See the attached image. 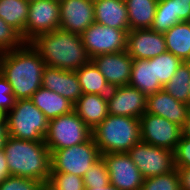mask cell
Returning <instances> with one entry per match:
<instances>
[{
	"label": "cell",
	"mask_w": 190,
	"mask_h": 190,
	"mask_svg": "<svg viewBox=\"0 0 190 190\" xmlns=\"http://www.w3.org/2000/svg\"><path fill=\"white\" fill-rule=\"evenodd\" d=\"M45 67V62L30 42L0 53V73L10 83L16 100L31 99L42 86Z\"/></svg>",
	"instance_id": "1"
},
{
	"label": "cell",
	"mask_w": 190,
	"mask_h": 190,
	"mask_svg": "<svg viewBox=\"0 0 190 190\" xmlns=\"http://www.w3.org/2000/svg\"><path fill=\"white\" fill-rule=\"evenodd\" d=\"M30 43L48 67L76 71L91 61L81 35L60 28L39 34Z\"/></svg>",
	"instance_id": "2"
},
{
	"label": "cell",
	"mask_w": 190,
	"mask_h": 190,
	"mask_svg": "<svg viewBox=\"0 0 190 190\" xmlns=\"http://www.w3.org/2000/svg\"><path fill=\"white\" fill-rule=\"evenodd\" d=\"M3 151L10 175L32 178L47 184L51 173V154L45 141L8 136Z\"/></svg>",
	"instance_id": "3"
},
{
	"label": "cell",
	"mask_w": 190,
	"mask_h": 190,
	"mask_svg": "<svg viewBox=\"0 0 190 190\" xmlns=\"http://www.w3.org/2000/svg\"><path fill=\"white\" fill-rule=\"evenodd\" d=\"M92 137L101 155L127 153L141 142L140 120L109 114L92 130Z\"/></svg>",
	"instance_id": "4"
},
{
	"label": "cell",
	"mask_w": 190,
	"mask_h": 190,
	"mask_svg": "<svg viewBox=\"0 0 190 190\" xmlns=\"http://www.w3.org/2000/svg\"><path fill=\"white\" fill-rule=\"evenodd\" d=\"M8 136L31 141H44L49 120L31 99L16 100L5 114Z\"/></svg>",
	"instance_id": "5"
},
{
	"label": "cell",
	"mask_w": 190,
	"mask_h": 190,
	"mask_svg": "<svg viewBox=\"0 0 190 190\" xmlns=\"http://www.w3.org/2000/svg\"><path fill=\"white\" fill-rule=\"evenodd\" d=\"M92 137V130L71 111L49 121L44 137L50 152L82 144Z\"/></svg>",
	"instance_id": "6"
},
{
	"label": "cell",
	"mask_w": 190,
	"mask_h": 190,
	"mask_svg": "<svg viewBox=\"0 0 190 190\" xmlns=\"http://www.w3.org/2000/svg\"><path fill=\"white\" fill-rule=\"evenodd\" d=\"M51 154V173H68L83 177L101 157L93 137L82 144L58 149Z\"/></svg>",
	"instance_id": "7"
},
{
	"label": "cell",
	"mask_w": 190,
	"mask_h": 190,
	"mask_svg": "<svg viewBox=\"0 0 190 190\" xmlns=\"http://www.w3.org/2000/svg\"><path fill=\"white\" fill-rule=\"evenodd\" d=\"M129 29H115L94 22L80 35L90 59L101 55L126 50Z\"/></svg>",
	"instance_id": "8"
},
{
	"label": "cell",
	"mask_w": 190,
	"mask_h": 190,
	"mask_svg": "<svg viewBox=\"0 0 190 190\" xmlns=\"http://www.w3.org/2000/svg\"><path fill=\"white\" fill-rule=\"evenodd\" d=\"M144 179L167 174L175 169L174 152L139 142L128 152Z\"/></svg>",
	"instance_id": "9"
},
{
	"label": "cell",
	"mask_w": 190,
	"mask_h": 190,
	"mask_svg": "<svg viewBox=\"0 0 190 190\" xmlns=\"http://www.w3.org/2000/svg\"><path fill=\"white\" fill-rule=\"evenodd\" d=\"M139 120L142 142L174 152L182 136L179 125L151 113H145Z\"/></svg>",
	"instance_id": "10"
},
{
	"label": "cell",
	"mask_w": 190,
	"mask_h": 190,
	"mask_svg": "<svg viewBox=\"0 0 190 190\" xmlns=\"http://www.w3.org/2000/svg\"><path fill=\"white\" fill-rule=\"evenodd\" d=\"M60 27L59 0H34L29 3L23 40L30 42L37 35Z\"/></svg>",
	"instance_id": "11"
},
{
	"label": "cell",
	"mask_w": 190,
	"mask_h": 190,
	"mask_svg": "<svg viewBox=\"0 0 190 190\" xmlns=\"http://www.w3.org/2000/svg\"><path fill=\"white\" fill-rule=\"evenodd\" d=\"M101 156L106 162L110 184L119 190H141L144 177L128 153H106Z\"/></svg>",
	"instance_id": "12"
},
{
	"label": "cell",
	"mask_w": 190,
	"mask_h": 190,
	"mask_svg": "<svg viewBox=\"0 0 190 190\" xmlns=\"http://www.w3.org/2000/svg\"><path fill=\"white\" fill-rule=\"evenodd\" d=\"M107 103L110 115L139 119L146 113L147 96L128 84L111 88Z\"/></svg>",
	"instance_id": "13"
},
{
	"label": "cell",
	"mask_w": 190,
	"mask_h": 190,
	"mask_svg": "<svg viewBox=\"0 0 190 190\" xmlns=\"http://www.w3.org/2000/svg\"><path fill=\"white\" fill-rule=\"evenodd\" d=\"M60 29L81 34L95 22L93 0H59Z\"/></svg>",
	"instance_id": "14"
},
{
	"label": "cell",
	"mask_w": 190,
	"mask_h": 190,
	"mask_svg": "<svg viewBox=\"0 0 190 190\" xmlns=\"http://www.w3.org/2000/svg\"><path fill=\"white\" fill-rule=\"evenodd\" d=\"M166 51L163 33L152 29H136L127 33L126 52L133 60L151 59Z\"/></svg>",
	"instance_id": "15"
},
{
	"label": "cell",
	"mask_w": 190,
	"mask_h": 190,
	"mask_svg": "<svg viewBox=\"0 0 190 190\" xmlns=\"http://www.w3.org/2000/svg\"><path fill=\"white\" fill-rule=\"evenodd\" d=\"M113 87L128 85L131 79L133 59L125 51L101 54L91 59Z\"/></svg>",
	"instance_id": "16"
},
{
	"label": "cell",
	"mask_w": 190,
	"mask_h": 190,
	"mask_svg": "<svg viewBox=\"0 0 190 190\" xmlns=\"http://www.w3.org/2000/svg\"><path fill=\"white\" fill-rule=\"evenodd\" d=\"M189 110L190 105L179 102L164 89L147 95L146 113L161 116L180 127L183 126Z\"/></svg>",
	"instance_id": "17"
},
{
	"label": "cell",
	"mask_w": 190,
	"mask_h": 190,
	"mask_svg": "<svg viewBox=\"0 0 190 190\" xmlns=\"http://www.w3.org/2000/svg\"><path fill=\"white\" fill-rule=\"evenodd\" d=\"M42 87L47 88L75 103L82 95L75 71L46 66L42 75Z\"/></svg>",
	"instance_id": "18"
},
{
	"label": "cell",
	"mask_w": 190,
	"mask_h": 190,
	"mask_svg": "<svg viewBox=\"0 0 190 190\" xmlns=\"http://www.w3.org/2000/svg\"><path fill=\"white\" fill-rule=\"evenodd\" d=\"M183 21H190V0H158L150 29L164 33Z\"/></svg>",
	"instance_id": "19"
},
{
	"label": "cell",
	"mask_w": 190,
	"mask_h": 190,
	"mask_svg": "<svg viewBox=\"0 0 190 190\" xmlns=\"http://www.w3.org/2000/svg\"><path fill=\"white\" fill-rule=\"evenodd\" d=\"M73 110L93 130L109 115L107 96L82 94L74 103Z\"/></svg>",
	"instance_id": "20"
},
{
	"label": "cell",
	"mask_w": 190,
	"mask_h": 190,
	"mask_svg": "<svg viewBox=\"0 0 190 190\" xmlns=\"http://www.w3.org/2000/svg\"><path fill=\"white\" fill-rule=\"evenodd\" d=\"M95 22L115 29H129L125 0H93Z\"/></svg>",
	"instance_id": "21"
},
{
	"label": "cell",
	"mask_w": 190,
	"mask_h": 190,
	"mask_svg": "<svg viewBox=\"0 0 190 190\" xmlns=\"http://www.w3.org/2000/svg\"><path fill=\"white\" fill-rule=\"evenodd\" d=\"M31 100L49 121L70 113L74 107L67 98L42 86L32 95Z\"/></svg>",
	"instance_id": "22"
},
{
	"label": "cell",
	"mask_w": 190,
	"mask_h": 190,
	"mask_svg": "<svg viewBox=\"0 0 190 190\" xmlns=\"http://www.w3.org/2000/svg\"><path fill=\"white\" fill-rule=\"evenodd\" d=\"M129 85L146 96L163 89V85L154 77V59L133 60Z\"/></svg>",
	"instance_id": "23"
},
{
	"label": "cell",
	"mask_w": 190,
	"mask_h": 190,
	"mask_svg": "<svg viewBox=\"0 0 190 190\" xmlns=\"http://www.w3.org/2000/svg\"><path fill=\"white\" fill-rule=\"evenodd\" d=\"M163 34L166 50L183 62H190V21L177 23Z\"/></svg>",
	"instance_id": "24"
},
{
	"label": "cell",
	"mask_w": 190,
	"mask_h": 190,
	"mask_svg": "<svg viewBox=\"0 0 190 190\" xmlns=\"http://www.w3.org/2000/svg\"><path fill=\"white\" fill-rule=\"evenodd\" d=\"M158 0H125L129 31L150 29L156 14Z\"/></svg>",
	"instance_id": "25"
},
{
	"label": "cell",
	"mask_w": 190,
	"mask_h": 190,
	"mask_svg": "<svg viewBox=\"0 0 190 190\" xmlns=\"http://www.w3.org/2000/svg\"><path fill=\"white\" fill-rule=\"evenodd\" d=\"M75 72L81 86L82 94L107 96L110 93L112 87L92 61L80 67Z\"/></svg>",
	"instance_id": "26"
},
{
	"label": "cell",
	"mask_w": 190,
	"mask_h": 190,
	"mask_svg": "<svg viewBox=\"0 0 190 190\" xmlns=\"http://www.w3.org/2000/svg\"><path fill=\"white\" fill-rule=\"evenodd\" d=\"M29 3L26 0H0V18L15 29L22 39L28 18Z\"/></svg>",
	"instance_id": "27"
},
{
	"label": "cell",
	"mask_w": 190,
	"mask_h": 190,
	"mask_svg": "<svg viewBox=\"0 0 190 190\" xmlns=\"http://www.w3.org/2000/svg\"><path fill=\"white\" fill-rule=\"evenodd\" d=\"M190 62H182L175 74L163 86V89L173 98L190 105Z\"/></svg>",
	"instance_id": "28"
},
{
	"label": "cell",
	"mask_w": 190,
	"mask_h": 190,
	"mask_svg": "<svg viewBox=\"0 0 190 190\" xmlns=\"http://www.w3.org/2000/svg\"><path fill=\"white\" fill-rule=\"evenodd\" d=\"M153 59L154 77L155 79H158L163 86L169 82L183 62L180 58L174 56L168 51L154 57Z\"/></svg>",
	"instance_id": "29"
},
{
	"label": "cell",
	"mask_w": 190,
	"mask_h": 190,
	"mask_svg": "<svg viewBox=\"0 0 190 190\" xmlns=\"http://www.w3.org/2000/svg\"><path fill=\"white\" fill-rule=\"evenodd\" d=\"M141 190H180L177 168L167 174L144 179Z\"/></svg>",
	"instance_id": "30"
},
{
	"label": "cell",
	"mask_w": 190,
	"mask_h": 190,
	"mask_svg": "<svg viewBox=\"0 0 190 190\" xmlns=\"http://www.w3.org/2000/svg\"><path fill=\"white\" fill-rule=\"evenodd\" d=\"M47 185L53 190H84L83 177L68 173H50Z\"/></svg>",
	"instance_id": "31"
},
{
	"label": "cell",
	"mask_w": 190,
	"mask_h": 190,
	"mask_svg": "<svg viewBox=\"0 0 190 190\" xmlns=\"http://www.w3.org/2000/svg\"><path fill=\"white\" fill-rule=\"evenodd\" d=\"M83 181L85 188H93V186H106L110 183L106 162L102 156L84 174Z\"/></svg>",
	"instance_id": "32"
},
{
	"label": "cell",
	"mask_w": 190,
	"mask_h": 190,
	"mask_svg": "<svg viewBox=\"0 0 190 190\" xmlns=\"http://www.w3.org/2000/svg\"><path fill=\"white\" fill-rule=\"evenodd\" d=\"M24 43L21 35L0 18V53L19 48Z\"/></svg>",
	"instance_id": "33"
},
{
	"label": "cell",
	"mask_w": 190,
	"mask_h": 190,
	"mask_svg": "<svg viewBox=\"0 0 190 190\" xmlns=\"http://www.w3.org/2000/svg\"><path fill=\"white\" fill-rule=\"evenodd\" d=\"M43 185L39 180L10 175L0 183V190H40Z\"/></svg>",
	"instance_id": "34"
},
{
	"label": "cell",
	"mask_w": 190,
	"mask_h": 190,
	"mask_svg": "<svg viewBox=\"0 0 190 190\" xmlns=\"http://www.w3.org/2000/svg\"><path fill=\"white\" fill-rule=\"evenodd\" d=\"M175 168H190V139L180 138L174 150Z\"/></svg>",
	"instance_id": "35"
},
{
	"label": "cell",
	"mask_w": 190,
	"mask_h": 190,
	"mask_svg": "<svg viewBox=\"0 0 190 190\" xmlns=\"http://www.w3.org/2000/svg\"><path fill=\"white\" fill-rule=\"evenodd\" d=\"M15 103L16 99L10 83L0 73V110L6 114L14 107Z\"/></svg>",
	"instance_id": "36"
},
{
	"label": "cell",
	"mask_w": 190,
	"mask_h": 190,
	"mask_svg": "<svg viewBox=\"0 0 190 190\" xmlns=\"http://www.w3.org/2000/svg\"><path fill=\"white\" fill-rule=\"evenodd\" d=\"M180 190H190V168H177Z\"/></svg>",
	"instance_id": "37"
},
{
	"label": "cell",
	"mask_w": 190,
	"mask_h": 190,
	"mask_svg": "<svg viewBox=\"0 0 190 190\" xmlns=\"http://www.w3.org/2000/svg\"><path fill=\"white\" fill-rule=\"evenodd\" d=\"M10 176L4 151H0V183Z\"/></svg>",
	"instance_id": "38"
},
{
	"label": "cell",
	"mask_w": 190,
	"mask_h": 190,
	"mask_svg": "<svg viewBox=\"0 0 190 190\" xmlns=\"http://www.w3.org/2000/svg\"><path fill=\"white\" fill-rule=\"evenodd\" d=\"M8 137L6 118L0 122V151L4 149L5 141Z\"/></svg>",
	"instance_id": "39"
},
{
	"label": "cell",
	"mask_w": 190,
	"mask_h": 190,
	"mask_svg": "<svg viewBox=\"0 0 190 190\" xmlns=\"http://www.w3.org/2000/svg\"><path fill=\"white\" fill-rule=\"evenodd\" d=\"M181 131H182V137L190 139V110L183 126L181 127Z\"/></svg>",
	"instance_id": "40"
},
{
	"label": "cell",
	"mask_w": 190,
	"mask_h": 190,
	"mask_svg": "<svg viewBox=\"0 0 190 190\" xmlns=\"http://www.w3.org/2000/svg\"><path fill=\"white\" fill-rule=\"evenodd\" d=\"M84 190H119V189L109 183L106 186H93V188H85Z\"/></svg>",
	"instance_id": "41"
},
{
	"label": "cell",
	"mask_w": 190,
	"mask_h": 190,
	"mask_svg": "<svg viewBox=\"0 0 190 190\" xmlns=\"http://www.w3.org/2000/svg\"><path fill=\"white\" fill-rule=\"evenodd\" d=\"M40 190H53L51 187H49L47 184H44Z\"/></svg>",
	"instance_id": "42"
},
{
	"label": "cell",
	"mask_w": 190,
	"mask_h": 190,
	"mask_svg": "<svg viewBox=\"0 0 190 190\" xmlns=\"http://www.w3.org/2000/svg\"><path fill=\"white\" fill-rule=\"evenodd\" d=\"M5 118V114L0 110V122Z\"/></svg>",
	"instance_id": "43"
}]
</instances>
